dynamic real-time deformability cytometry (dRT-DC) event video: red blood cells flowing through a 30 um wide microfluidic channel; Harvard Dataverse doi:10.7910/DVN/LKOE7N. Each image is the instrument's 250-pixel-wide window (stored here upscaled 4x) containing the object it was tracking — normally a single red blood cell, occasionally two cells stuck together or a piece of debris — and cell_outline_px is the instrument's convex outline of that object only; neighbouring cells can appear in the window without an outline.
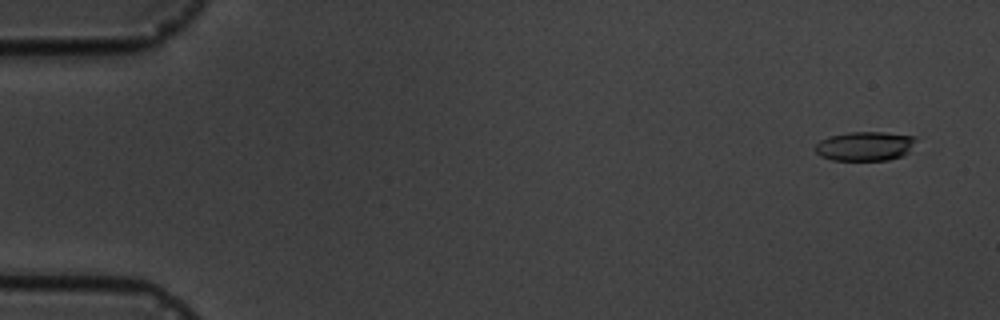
{"species": "common noctule bat (a hibernating species)", "species_latin": "Nyctalus noctula", "temperature_condition": "cold", "stored_images_in_passage": 6, "camera_frame_rate_fps": 3000, "um_per_image_px": 0.085, "animal": {"sex": "male", "body_mass_g": 19.5, "forearm_length_mm": 54.6}, "frame": {"image": 1, "passage_image": 2, "time_ms": 1.0, "image_size_px": [1000, 320], "cell_outline_px": [[916, 140], [908, 152], [904, 156], [888, 160], [832, 160], [820, 156], [812, 148], [820, 140], [828, 136], [848, 132], [884, 132], [916, 136]], "centroid_in_image_um": [73.5, 12.42], "position_along_channel_um": 11.5, "area_um2": 17.4}}
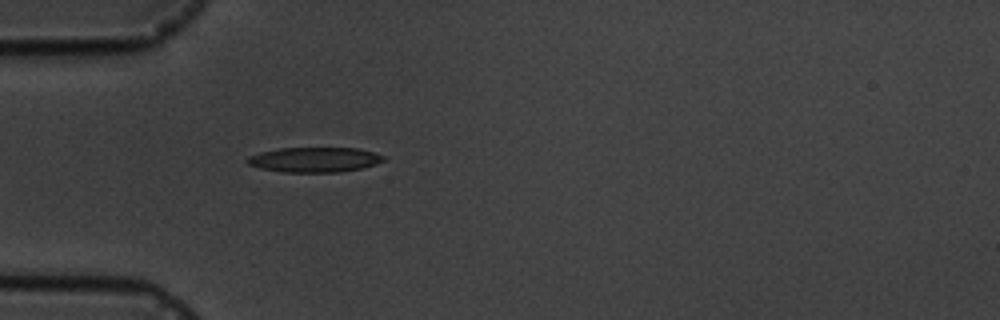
{"frame": {"image": 2, "passage_image": 6, "time_ms": 5.667, "image_size_px": [1000, 320], "cell_outline_px": [[384, 160], [376, 164], [360, 168], [340, 172], [284, 172], [260, 168], [248, 164], [244, 160], [248, 156], [260, 152], [280, 148], [360, 148], [376, 152], [384, 156]], "centroid_in_image_um": [26.73, 13.56], "position_along_channel_um": 58.3, "area_um2": 19.88}}